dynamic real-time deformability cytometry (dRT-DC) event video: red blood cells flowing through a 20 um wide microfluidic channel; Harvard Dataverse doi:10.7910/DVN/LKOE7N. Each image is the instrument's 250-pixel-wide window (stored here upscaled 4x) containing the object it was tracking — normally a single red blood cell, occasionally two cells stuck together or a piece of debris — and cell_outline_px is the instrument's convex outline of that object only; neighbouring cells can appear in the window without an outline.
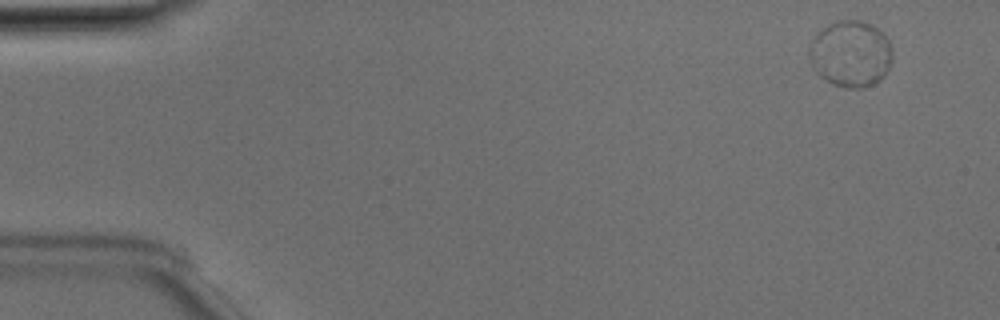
{"species": "Egyptian fruit bat (a non-hibernating species)", "species_latin": "Rousettus aegyptiacus", "temperature_condition": "room temperature", "stored_images_in_passage": 7, "camera_frame_rate_fps": 3000, "um_per_image_px": 0.085, "animal": {"sex": "male"}, "frame": {"image": 1, "passage_image": 1, "time_ms": 0.0, "image_size_px": [1000, 320], "cell_outline_px": [[892, 60], [884, 76], [880, 80], [872, 84], [860, 88], [844, 88], [832, 84], [820, 76], [812, 68], [808, 60], [808, 48], [812, 40], [824, 28], [840, 20], [860, 20], [876, 28], [888, 40], [892, 48]], "centroid_in_image_um": [72.29, 4.61], "position_along_channel_um": 12.7, "area_um2": 32.08}}
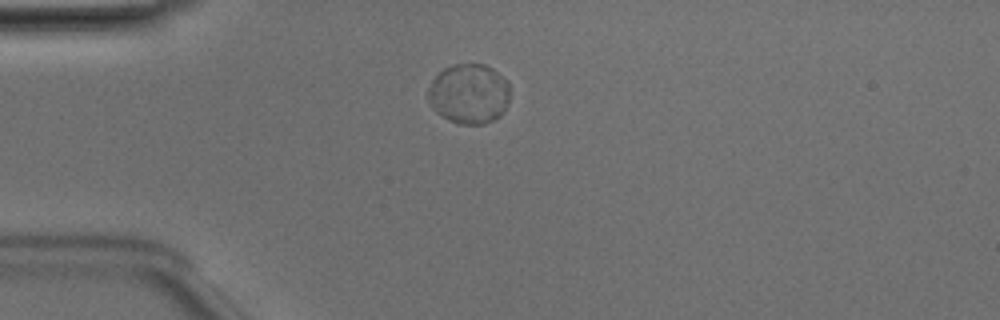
{"frame": {"image": 2, "passage_image": 4, "time_ms": 1.0, "image_size_px": [1000, 320], "cell_outline_px": [[508, 104], [500, 116], [484, 124], [460, 124], [448, 120], [436, 112], [432, 108], [428, 100], [428, 88], [432, 80], [444, 68], [452, 64], [484, 64], [492, 68], [508, 80]], "centroid_in_image_um": [39.86, 7.97], "position_along_channel_um": 45.1, "area_um2": 28.73}}
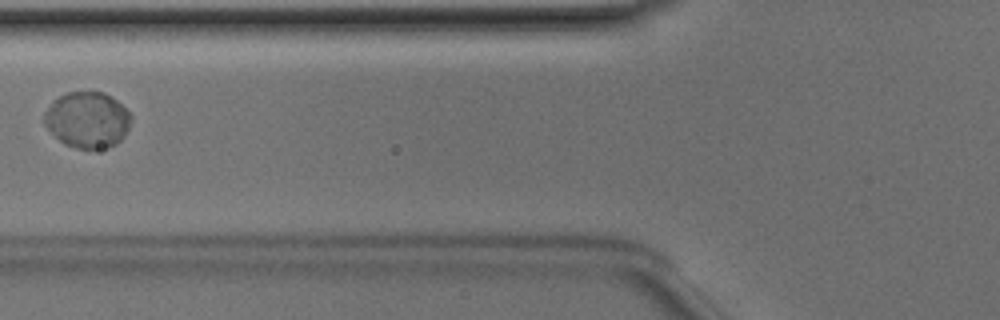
{"frame": {"image": 3, "passage_image": 6, "time_ms": 1.667, "image_size_px": [1000, 320], "cell_outline_px": [[132, 116], [128, 128], [124, 136], [116, 144], [100, 148], [76, 148], [64, 144], [44, 124], [44, 112], [60, 96], [68, 92], [104, 92], [112, 96]], "centroid_in_image_um": [7.44, 10.18], "position_along_channel_um": 118.4, "area_um2": 27.86}}